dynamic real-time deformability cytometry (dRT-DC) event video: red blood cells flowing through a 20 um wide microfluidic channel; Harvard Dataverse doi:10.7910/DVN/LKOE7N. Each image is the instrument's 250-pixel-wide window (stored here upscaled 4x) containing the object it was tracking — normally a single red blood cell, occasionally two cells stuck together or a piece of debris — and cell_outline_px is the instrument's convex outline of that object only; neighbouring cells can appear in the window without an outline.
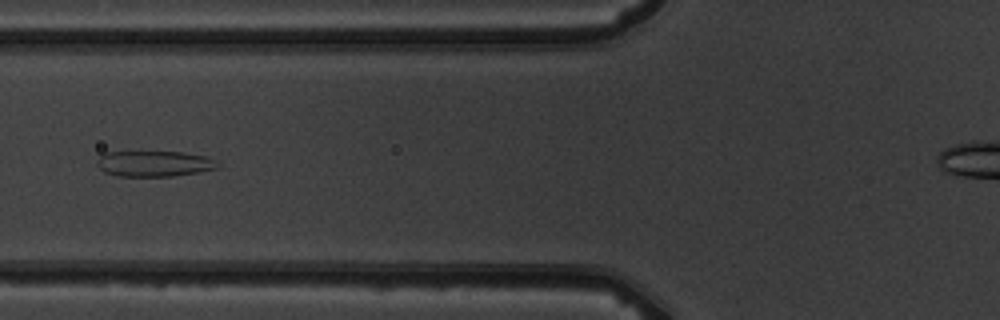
{"species": "common noctule bat (a hibernating species)", "species_latin": "Nyctalus noctula", "temperature_condition": "warm", "stored_images_in_passage": 7, "camera_frame_rate_fps": 3000, "um_per_image_px": 0.085, "animal": {"sex": "male", "body_mass_g": 19.5, "forearm_length_mm": 54.6}, "frame": {"image": 1, "passage_image": 6, "time_ms": 6.667, "image_size_px": [1000, 320], "cell_outline_px": [[220, 164], [216, 168], [196, 172], [172, 176], [116, 176], [104, 172], [96, 164], [96, 160], [104, 152], [184, 152], [208, 156], [216, 160]], "centroid_in_image_um": [13.09, 13.9], "position_along_channel_um": 112.7, "area_um2": 18.15}}